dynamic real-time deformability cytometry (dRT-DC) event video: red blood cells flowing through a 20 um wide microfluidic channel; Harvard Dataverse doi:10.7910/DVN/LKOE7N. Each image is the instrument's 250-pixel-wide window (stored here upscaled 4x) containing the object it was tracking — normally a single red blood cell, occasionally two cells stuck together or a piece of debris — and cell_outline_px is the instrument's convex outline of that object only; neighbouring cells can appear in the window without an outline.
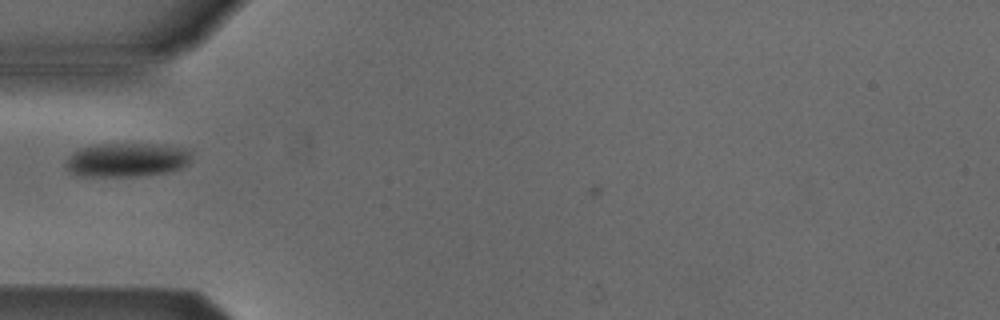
{"species": "Egyptian fruit bat (a non-hibernating species)", "species_latin": "Rousettus aegyptiacus", "temperature_condition": "cold", "stored_images_in_passage": 4, "camera_frame_rate_fps": 3000, "um_per_image_px": 0.085, "animal": {"sex": "male"}, "frame": {"image": 1, "passage_image": 3, "time_ms": 2.333, "image_size_px": [1000, 320], "cell_outline_px": [[192, 160], [188, 164], [172, 172], [136, 176], [80, 176], [72, 172], [64, 164], [72, 152], [80, 148], [92, 144], [164, 144], [192, 148]], "centroid_in_image_um": [10.87, 13.57], "position_along_channel_um": 74.1, "area_um2": 25.43}}